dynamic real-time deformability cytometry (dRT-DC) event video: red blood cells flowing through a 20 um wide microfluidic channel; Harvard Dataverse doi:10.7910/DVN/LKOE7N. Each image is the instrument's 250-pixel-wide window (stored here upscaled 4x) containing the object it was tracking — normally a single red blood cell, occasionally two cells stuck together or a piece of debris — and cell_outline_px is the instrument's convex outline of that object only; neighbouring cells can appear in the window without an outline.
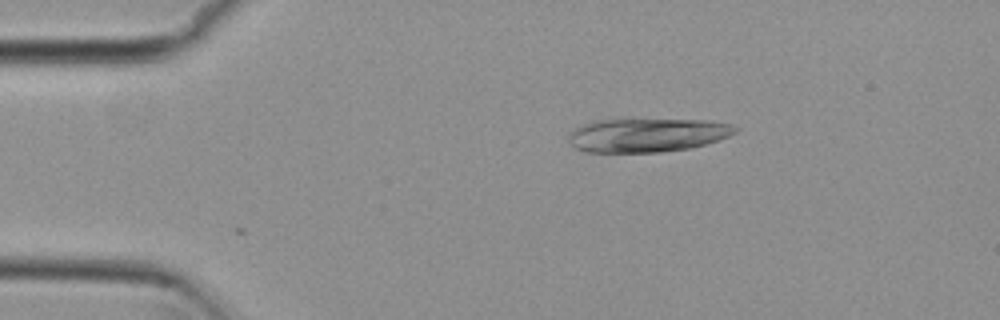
{"species": "common noctule bat (a hibernating species)", "species_latin": "Nyctalus noctula", "temperature_condition": "cold", "stored_images_in_passage": 3, "camera_frame_rate_fps": 3000, "um_per_image_px": 0.085, "animal": {"sex": "female", "body_mass_g": 29.2, "forearm_length_mm": 56.3}, "frame": {"image": 1, "passage_image": 3, "time_ms": 0.667, "image_size_px": [1000, 320], "cell_outline_px": [[740, 128], [736, 132], [728, 136], [704, 144], [688, 148], [660, 152], [584, 152], [576, 148], [568, 140], [568, 132], [572, 128], [596, 120], [708, 120], [732, 124]], "centroid_in_image_um": [54.97, 11.48], "position_along_channel_um": 30.0, "area_um2": 32.66}}